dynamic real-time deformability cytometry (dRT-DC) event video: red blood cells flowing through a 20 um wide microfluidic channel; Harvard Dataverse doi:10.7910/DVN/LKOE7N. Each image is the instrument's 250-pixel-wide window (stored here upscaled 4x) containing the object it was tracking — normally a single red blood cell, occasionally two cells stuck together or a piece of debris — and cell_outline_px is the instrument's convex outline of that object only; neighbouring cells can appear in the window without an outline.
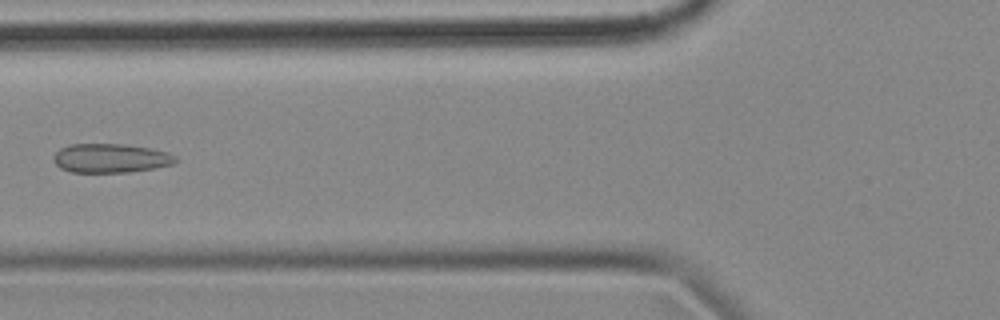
{"species": "common noctule bat (a hibernating species)", "species_latin": "Nyctalus noctula", "temperature_condition": "cold", "stored_images_in_passage": 8, "camera_frame_rate_fps": 3000, "um_per_image_px": 0.085, "animal": {"sex": "female", "body_mass_g": 18.4}, "frame": {"image": 1, "passage_image": 7, "time_ms": 2.0, "image_size_px": [1000, 320], "cell_outline_px": [[176, 160], [172, 164], [152, 168], [128, 172], [72, 172], [60, 168], [52, 160], [52, 156], [60, 148], [72, 144], [124, 144], [148, 148], [168, 152], [176, 156]], "centroid_in_image_um": [9.36, 13.44], "position_along_channel_um": 116.4, "area_um2": 20.52}}
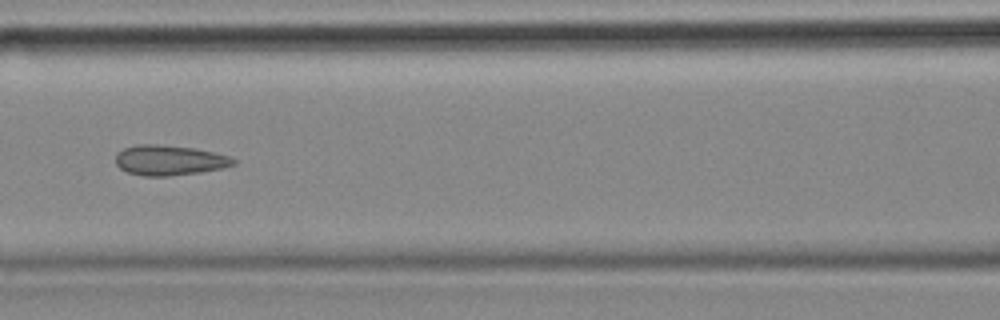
{"frame": {"image": 2, "passage_image": 8, "time_ms": 2.333, "image_size_px": [1000, 320], "cell_outline_px": [[236, 164], [220, 168], [200, 172], [168, 176], [144, 176], [128, 172], [120, 168], [116, 164], [116, 152], [124, 148], [136, 144], [152, 144], [192, 148], [212, 152], [228, 156], [236, 160]], "centroid_in_image_um": [14.35, 13.62], "position_along_channel_um": 152.2, "area_um2": 20.46}}